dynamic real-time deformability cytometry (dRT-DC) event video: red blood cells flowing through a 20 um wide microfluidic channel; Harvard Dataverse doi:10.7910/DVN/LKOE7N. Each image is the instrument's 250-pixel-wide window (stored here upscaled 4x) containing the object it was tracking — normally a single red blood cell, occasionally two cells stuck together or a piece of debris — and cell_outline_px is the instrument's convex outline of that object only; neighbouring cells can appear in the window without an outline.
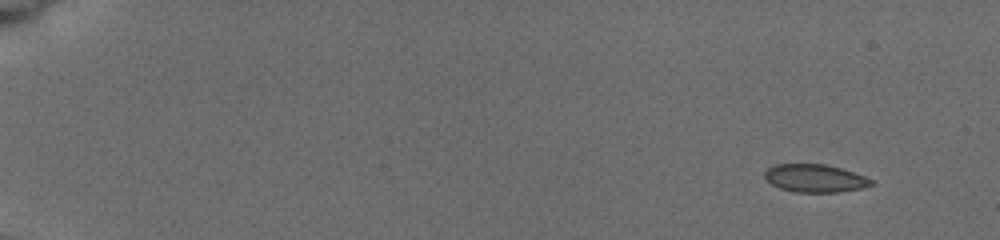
{"species": "common noctule bat (a hibernating species)", "species_latin": "Nyctalus noctula", "temperature_condition": "cold", "stored_images_in_passage": 7, "camera_frame_rate_fps": 3000, "um_per_image_px": 0.085, "animal": {"sex": "female", "body_mass_g": 19.5, "forearm_length_mm": 54.1}, "frame": {"image": 1, "passage_image": 1, "time_ms": 0.0, "image_size_px": [1000, 240], "cell_outline_px": [[876, 184], [860, 188], [840, 192], [796, 192], [780, 188], [772, 184], [764, 176], [764, 172], [768, 168], [776, 164], [824, 164], [840, 168], [864, 176], [872, 180]], "centroid_in_image_um": [69.27, 15.15], "position_along_channel_um": 15.7, "area_um2": 17.17}}
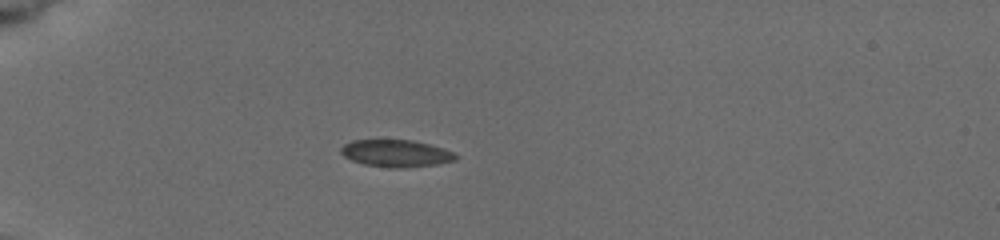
{"frame": {"image": 2, "passage_image": 5, "time_ms": 4.333, "image_size_px": [1000, 240], "cell_outline_px": [[460, 156], [456, 160], [436, 164], [400, 168], [388, 168], [364, 164], [352, 160], [344, 156], [340, 152], [340, 148], [344, 144], [352, 140], [412, 140], [444, 148]], "centroid_in_image_um": [33.66, 13.03], "position_along_channel_um": 51.3, "area_um2": 18.15}}
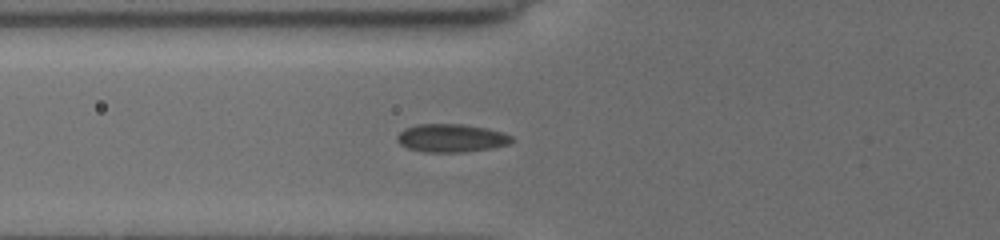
{"frame": {"image": 3, "passage_image": 7, "time_ms": 6.0, "image_size_px": [1000, 240], "cell_outline_px": [[512, 140], [508, 144], [492, 148], [460, 152], [424, 152], [408, 148], [400, 144], [396, 140], [396, 136], [404, 128], [416, 124], [464, 124], [488, 128], [504, 132], [512, 136]], "centroid_in_image_um": [38.34, 11.72], "position_along_channel_um": 87.5, "area_um2": 18.9}}